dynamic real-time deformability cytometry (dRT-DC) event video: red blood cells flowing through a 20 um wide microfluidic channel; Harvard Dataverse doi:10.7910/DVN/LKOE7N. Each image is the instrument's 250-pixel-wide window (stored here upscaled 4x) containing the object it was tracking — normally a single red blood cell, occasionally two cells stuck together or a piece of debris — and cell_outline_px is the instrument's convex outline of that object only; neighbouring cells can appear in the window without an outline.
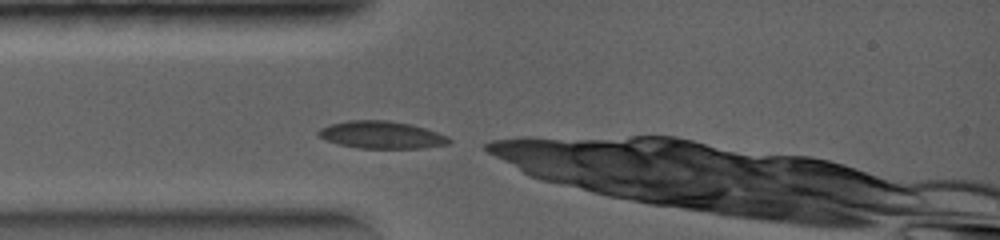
{"species": "common noctule bat (a hibernating species)", "species_latin": "Nyctalus noctula", "temperature_condition": "warm", "stored_images_in_passage": 13, "camera_frame_rate_fps": 5000, "um_per_image_px": 0.085, "animal": {"sex": "female", "body_mass_g": 19.0, "forearm_length_mm": 56.7}, "frame": {"image": 1, "passage_image": 1, "time_ms": 0.0, "image_size_px": [1000, 240], "cell_outline_px": [[452, 140], [448, 144], [424, 148], [360, 148], [336, 144], [320, 136], [316, 132], [320, 128], [332, 124], [348, 120], [388, 120], [412, 124], [448, 136]], "centroid_in_image_um": [32.45, 11.46], "position_along_channel_um": 52.6, "area_um2": 20.81}}
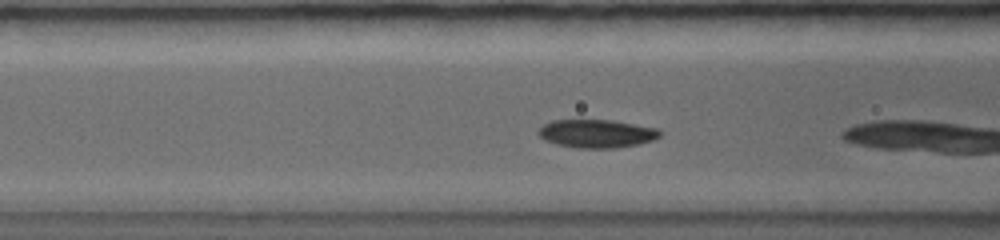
{"frame": {"image": 2, "passage_image": 6, "time_ms": 1.0, "image_size_px": [1000, 240], "cell_outline_px": [[660, 136], [652, 140], [640, 144], [616, 148], [576, 148], [556, 144], [544, 140], [536, 132], [544, 124], [552, 120], [612, 120], [656, 128], [660, 132]], "centroid_in_image_um": [50.68, 11.36], "position_along_channel_um": 115.9, "area_um2": 20.0}}
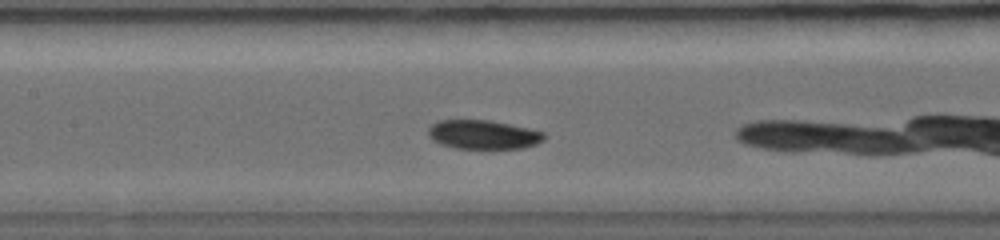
{"frame": {"image": 3, "passage_image": 11, "time_ms": 1.8, "image_size_px": [1000, 240], "cell_outline_px": [[548, 136], [544, 140], [536, 144], [520, 148], [456, 148], [440, 144], [432, 140], [428, 136], [428, 128], [436, 120], [488, 120], [528, 128], [544, 132]], "centroid_in_image_um": [41.06, 11.43], "position_along_channel_um": 166.3, "area_um2": 19.59}}